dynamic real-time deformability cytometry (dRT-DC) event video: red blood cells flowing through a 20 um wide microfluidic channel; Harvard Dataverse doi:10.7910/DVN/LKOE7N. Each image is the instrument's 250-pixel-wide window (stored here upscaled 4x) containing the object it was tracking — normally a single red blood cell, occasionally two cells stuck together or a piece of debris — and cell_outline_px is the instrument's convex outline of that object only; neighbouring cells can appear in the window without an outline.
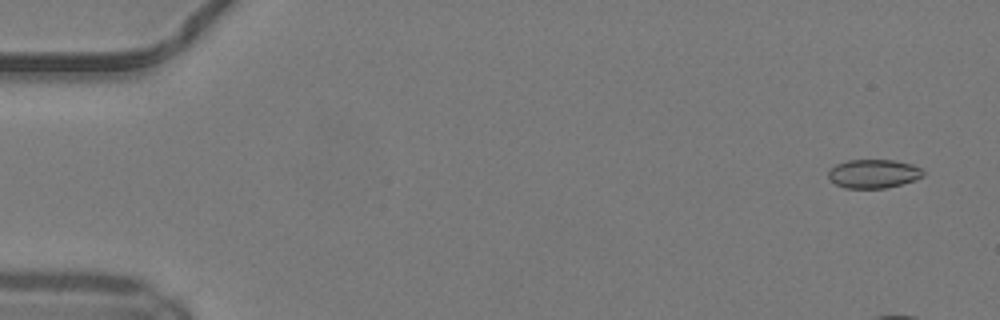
{"species": "common noctule bat (a hibernating species)", "species_latin": "Nyctalus noctula", "temperature_condition": "warm", "stored_images_in_passage": 17, "camera_frame_rate_fps": 3000, "um_per_image_px": 0.085, "animal": {"sex": "male", "body_mass_g": 19.2, "forearm_length_mm": 51.8}, "frame": {"image": 1, "passage_image": 3, "time_ms": 0.667, "image_size_px": [1000, 320], "cell_outline_px": [[924, 176], [916, 180], [884, 188], [844, 188], [836, 184], [828, 176], [828, 172], [836, 164], [848, 160], [896, 160], [912, 164], [920, 168], [924, 172]], "centroid_in_image_um": [74.27, 14.76], "position_along_channel_um": 10.7, "area_um2": 15.84}}